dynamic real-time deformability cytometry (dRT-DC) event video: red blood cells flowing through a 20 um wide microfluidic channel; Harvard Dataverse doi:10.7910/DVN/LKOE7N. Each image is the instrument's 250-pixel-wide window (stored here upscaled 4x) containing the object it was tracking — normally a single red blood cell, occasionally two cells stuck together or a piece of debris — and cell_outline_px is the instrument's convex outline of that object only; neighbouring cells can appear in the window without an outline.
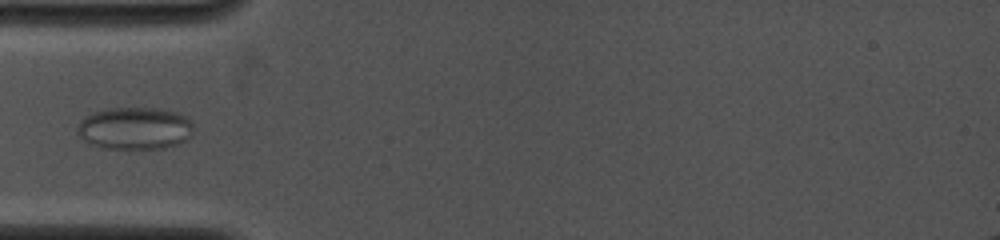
{"species": "common noctule bat (a hibernating species)", "species_latin": "Nyctalus noctula", "temperature_condition": "cold", "stored_images_in_passage": 6, "camera_frame_rate_fps": 4000, "um_per_image_px": 0.085, "animal": {"sex": "female", "body_mass_g": 19.0, "forearm_length_mm": 53.3}, "frame": {"image": 1, "passage_image": 3, "time_ms": 1.25, "image_size_px": [1000, 240], "cell_outline_px": [[192, 132], [184, 140], [176, 144], [164, 148], [128, 152], [100, 148], [88, 144], [76, 132], [76, 128], [80, 120], [92, 112], [108, 108], [156, 108], [176, 112], [192, 120]], "centroid_in_image_um": [11.39, 10.95], "position_along_channel_um": 73.6, "area_um2": 29.59}}
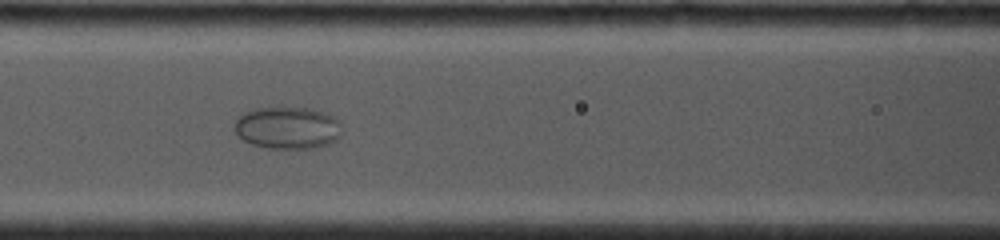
{"frame": {"image": 2, "passage_image": 5, "time_ms": 3.0, "image_size_px": [1000, 240], "cell_outline_px": [[340, 136], [336, 140], [328, 144], [316, 148], [268, 148], [252, 144], [236, 136], [232, 128], [236, 120], [244, 112], [256, 108], [280, 104], [312, 108], [324, 112], [340, 120]], "centroid_in_image_um": [24.41, 10.81], "position_along_channel_um": 142.2, "area_um2": 27.4}}
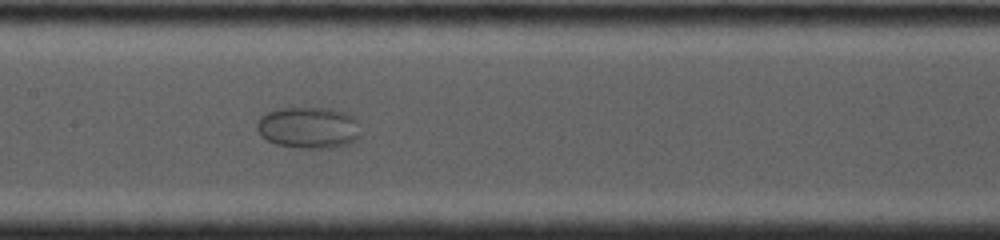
{"frame": {"image": 3, "passage_image": 6, "time_ms": 4.0, "image_size_px": [1000, 240], "cell_outline_px": [[360, 136], [356, 140], [348, 144], [332, 148], [300, 148], [276, 144], [260, 136], [256, 128], [256, 124], [260, 116], [268, 112], [280, 108], [332, 108], [344, 112], [352, 116], [356, 120]], "centroid_in_image_um": [26.21, 10.85], "position_along_channel_um": 181.2, "area_um2": 25.2}}